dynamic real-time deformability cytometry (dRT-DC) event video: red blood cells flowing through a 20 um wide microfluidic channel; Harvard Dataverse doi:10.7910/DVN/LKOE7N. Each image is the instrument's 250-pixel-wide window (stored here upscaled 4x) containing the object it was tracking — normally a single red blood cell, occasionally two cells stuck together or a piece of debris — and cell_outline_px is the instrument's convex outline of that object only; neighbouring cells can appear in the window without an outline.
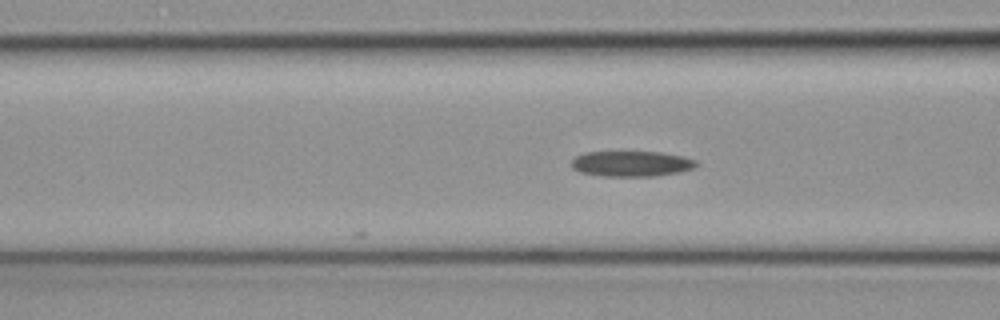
{"species": "common noctule bat (a hibernating species)", "species_latin": "Nyctalus noctula", "temperature_condition": "cold", "stored_images_in_passage": 4, "camera_frame_rate_fps": 3000, "um_per_image_px": 0.085, "animal": {"sex": "female", "body_mass_g": 19.3, "forearm_length_mm": 54.1}, "frame": {"image": 1, "passage_image": 4, "time_ms": 1.0, "image_size_px": [1000, 320], "cell_outline_px": [[700, 164], [692, 168], [680, 172], [652, 176], [600, 176], [580, 172], [572, 168], [572, 160], [576, 156], [584, 152], [660, 152], [680, 156], [696, 160]], "centroid_in_image_um": [53.66, 13.92], "position_along_channel_um": 112.9, "area_um2": 18.5}}